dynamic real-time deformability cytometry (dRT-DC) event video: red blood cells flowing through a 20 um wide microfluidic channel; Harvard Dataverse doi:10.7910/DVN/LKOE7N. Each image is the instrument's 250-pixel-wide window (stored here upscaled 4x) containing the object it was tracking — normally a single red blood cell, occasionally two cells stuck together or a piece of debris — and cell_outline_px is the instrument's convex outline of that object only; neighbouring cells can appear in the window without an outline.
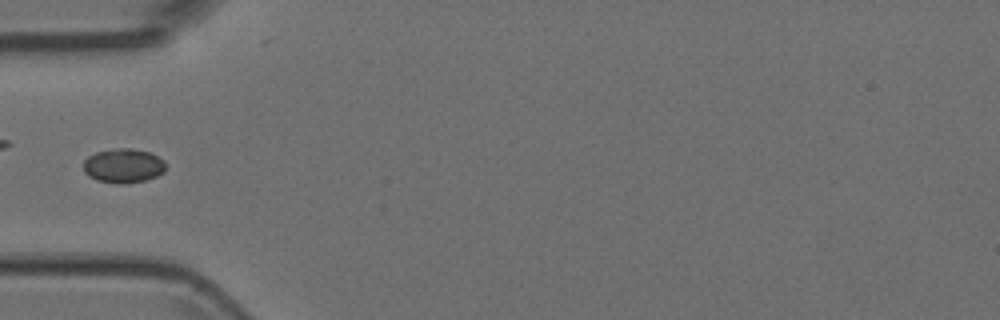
{"species": "Egyptian fruit bat (a non-hibernating species)", "species_latin": "Rousettus aegyptiacus", "temperature_condition": "room temperature", "stored_images_in_passage": 5, "camera_frame_rate_fps": 3000, "um_per_image_px": 0.085, "animal": {"sex": "female"}, "frame": {"image": 1, "passage_image": 4, "time_ms": 1.0, "image_size_px": [1000, 320], "cell_outline_px": [[164, 172], [156, 176], [144, 180], [120, 184], [116, 184], [96, 180], [88, 176], [84, 172], [84, 160], [88, 156], [96, 152], [116, 148], [132, 148], [148, 152], [164, 160]], "centroid_in_image_um": [10.45, 14.09], "position_along_channel_um": 74.5, "area_um2": 16.36}}
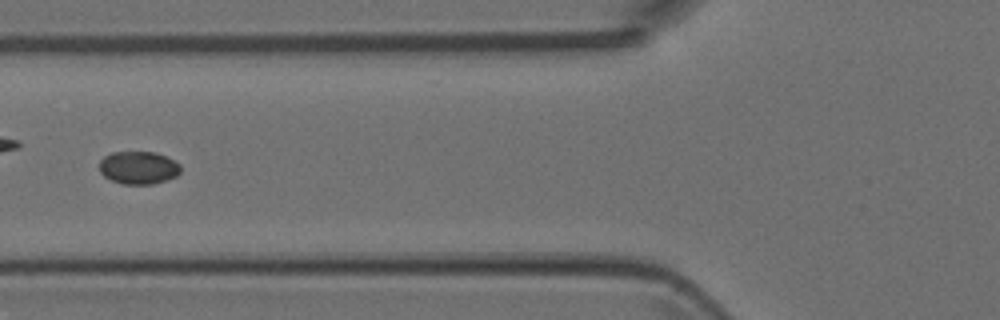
{"frame": {"image": 2, "passage_image": 5, "time_ms": 1.333, "image_size_px": [1000, 320], "cell_outline_px": [[180, 172], [176, 176], [152, 184], [124, 184], [112, 180], [104, 176], [100, 172], [100, 160], [104, 156], [112, 152], [156, 152], [180, 164]], "centroid_in_image_um": [11.75, 14.25], "position_along_channel_um": 114.0, "area_um2": 15.37}}